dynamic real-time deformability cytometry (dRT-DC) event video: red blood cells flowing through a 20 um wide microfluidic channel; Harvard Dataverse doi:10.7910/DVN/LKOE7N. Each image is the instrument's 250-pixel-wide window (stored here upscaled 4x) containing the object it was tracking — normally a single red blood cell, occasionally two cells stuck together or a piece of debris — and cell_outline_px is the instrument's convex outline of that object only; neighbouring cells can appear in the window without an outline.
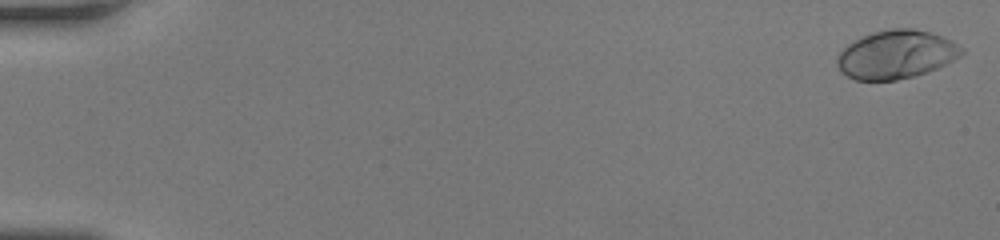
{"species": "human", "species_latin": "Homo sapiens", "temperature_condition": "room temperature", "stored_images_in_passage": 51, "camera_frame_rate_fps": 3000, "um_per_image_px": 0.085, "donor": {"sex": "female"}, "frame": {"image": 1, "passage_image": 1, "time_ms": 0.0, "image_size_px": [1000, 240], "cell_outline_px": [[964, 52], [960, 56], [936, 68], [912, 76], [896, 80], [856, 80], [840, 72], [836, 64], [836, 56], [848, 44], [872, 32], [892, 28], [912, 28], [928, 32], [952, 40], [964, 48]], "centroid_in_image_um": [76.15, 4.63], "position_along_channel_um": 8.9, "area_um2": 34.85}}
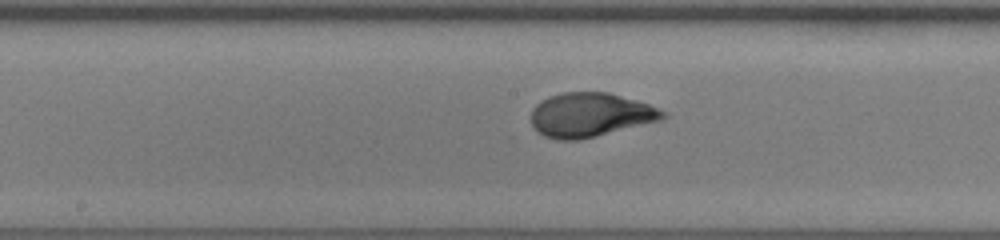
{"frame": {"image": 2, "passage_image": 28, "time_ms": 9.0, "image_size_px": [1000, 240], "cell_outline_px": [[668, 116], [660, 120], [580, 140], [556, 140], [544, 136], [532, 128], [532, 108], [540, 100], [548, 96], [564, 92], [608, 92], [636, 100], [648, 104], [664, 112]], "centroid_in_image_um": [50.12, 9.76], "position_along_channel_um": 198.1, "area_um2": 33.81}}
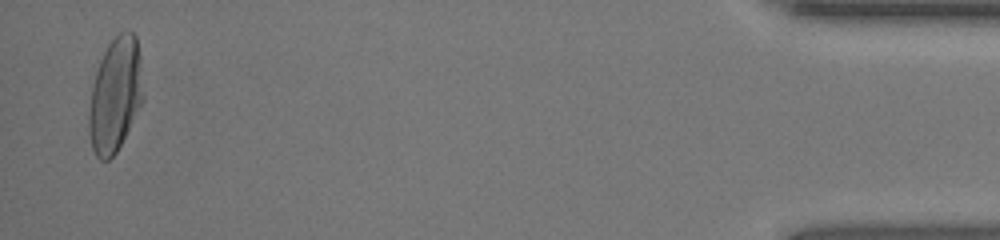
{"frame": {"image": 3, "passage_image": 50, "time_ms": 16.333, "image_size_px": [1000, 240], "cell_outline_px": [[144, 100], [116, 152], [108, 160], [100, 160], [96, 156], [92, 148], [88, 132], [88, 112], [92, 88], [96, 72], [100, 60], [108, 44], [120, 32], [132, 32], [136, 36], [144, 96]], "centroid_in_image_um": [9.78, 8.1], "position_along_channel_um": 425.4, "area_um2": 35.78}, "authors_computed_cell_mechanics": {"area_um2": 33.4662, "velocity_mm_per_s": 4.1946, "shape_relaxation_time_tau1_ms": 4.0819, "shape_relaxation_time_tau2_ms": null, "deformation_change_tau1": 0.2224, "deformation_change_tau2": null}}